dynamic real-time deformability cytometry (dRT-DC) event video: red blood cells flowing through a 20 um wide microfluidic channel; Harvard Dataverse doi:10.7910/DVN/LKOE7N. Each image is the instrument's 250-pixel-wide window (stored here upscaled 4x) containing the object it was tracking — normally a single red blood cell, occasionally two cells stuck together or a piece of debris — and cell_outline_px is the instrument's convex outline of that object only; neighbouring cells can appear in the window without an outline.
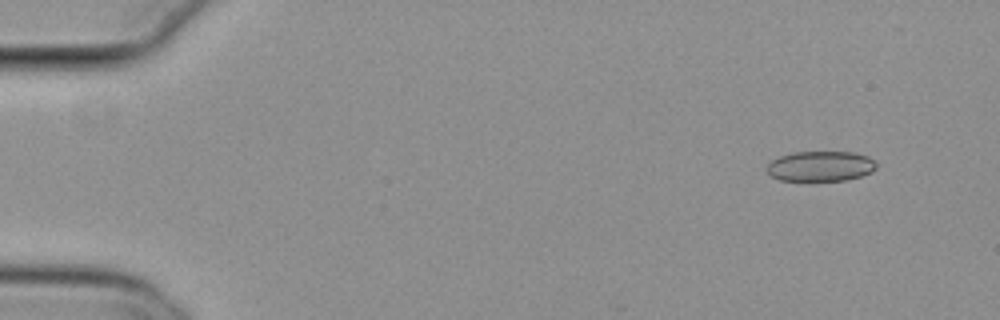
{"species": "common noctule bat (a hibernating species)", "species_latin": "Nyctalus noctula", "temperature_condition": "cold", "stored_images_in_passage": 54, "camera_frame_rate_fps": 3000, "um_per_image_px": 0.085, "animal": {"sex": "female", "body_mass_g": 29.2, "forearm_length_mm": 56.3}, "frame": {"image": 1, "passage_image": 4, "time_ms": 1.0, "image_size_px": [1000, 320], "cell_outline_px": [[876, 168], [872, 172], [848, 180], [780, 180], [772, 176], [768, 172], [768, 164], [772, 160], [780, 156], [792, 152], [852, 152], [868, 156], [876, 164]], "centroid_in_image_um": [69.76, 14.12], "position_along_channel_um": 15.2, "area_um2": 19.07}}
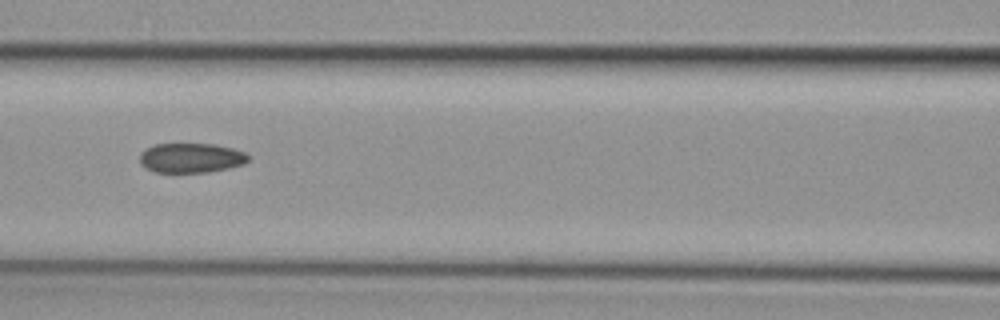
{"frame": {"image": 2, "passage_image": 24, "time_ms": 7.667, "image_size_px": [1000, 320], "cell_outline_px": [[248, 160], [244, 164], [228, 168], [208, 172], [152, 172], [140, 164], [140, 152], [156, 144], [216, 144], [232, 148], [244, 152], [248, 156]], "centroid_in_image_um": [16.22, 13.42], "position_along_channel_um": 150.4, "area_um2": 18.73}}
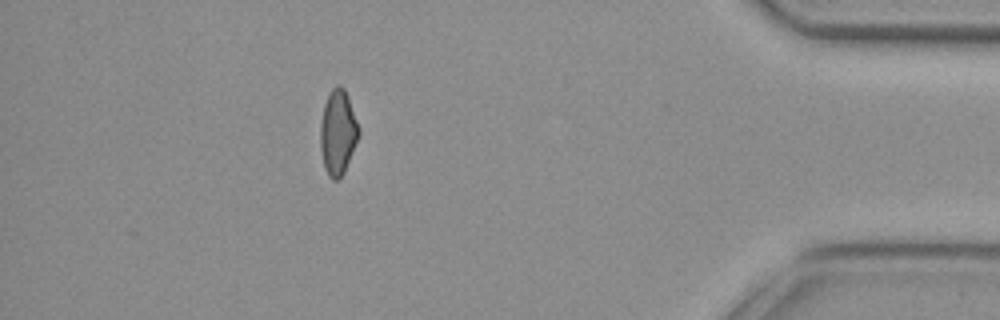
{"frame": {"image": 3, "passage_image": 48, "time_ms": 15.667, "image_size_px": [1000, 320], "cell_outline_px": [[360, 132], [344, 172], [336, 180], [332, 180], [328, 176], [324, 168], [320, 148], [320, 124], [324, 104], [328, 92], [336, 84], [340, 84], [344, 88], [348, 96]], "centroid_in_image_um": [28.69, 11.22], "position_along_channel_um": 406.5, "area_um2": 18.96}, "authors_computed_cell_mechanics": {"area_um2": 19.4497, "velocity_mm_per_s": 3.798, "shape_relaxation_time_tau1_ms": null, "shape_relaxation_time_tau2_ms": 5.3506, "deformation_change_tau1": null, "deformation_change_tau2": 0.1004}}